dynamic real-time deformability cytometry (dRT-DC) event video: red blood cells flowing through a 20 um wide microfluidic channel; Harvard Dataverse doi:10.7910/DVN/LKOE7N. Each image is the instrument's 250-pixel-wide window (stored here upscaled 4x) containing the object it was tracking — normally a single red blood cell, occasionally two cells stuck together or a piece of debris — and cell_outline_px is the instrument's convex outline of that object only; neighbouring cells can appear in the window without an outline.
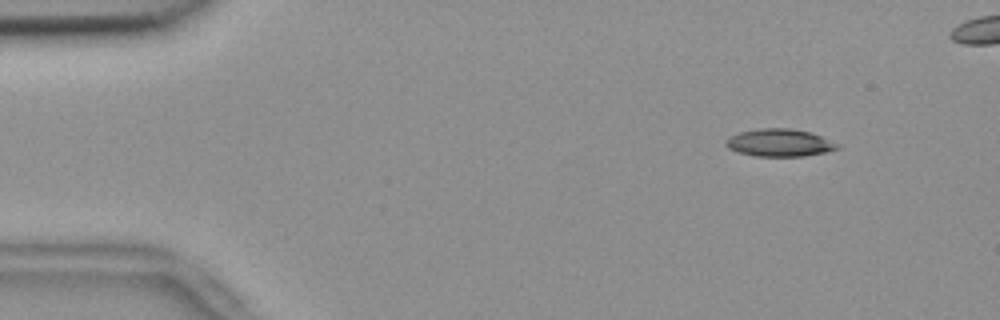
{"species": "common noctule bat (a hibernating species)", "species_latin": "Nyctalus noctula", "temperature_condition": "room temperature", "stored_images_in_passage": 50, "camera_frame_rate_fps": 3000, "um_per_image_px": 0.085, "animal": {"sex": "female", "body_mass_g": 18.4}, "frame": {"image": 1, "passage_image": 6, "time_ms": 1.667, "image_size_px": [1000, 320], "cell_outline_px": [[840, 148], [824, 152], [804, 156], [756, 156], [736, 152], [728, 148], [724, 144], [724, 140], [740, 132], [760, 128], [788, 128], [808, 132], [820, 136], [840, 144]], "centroid_in_image_um": [66.23, 12.14], "position_along_channel_um": 18.8, "area_um2": 17.8}}
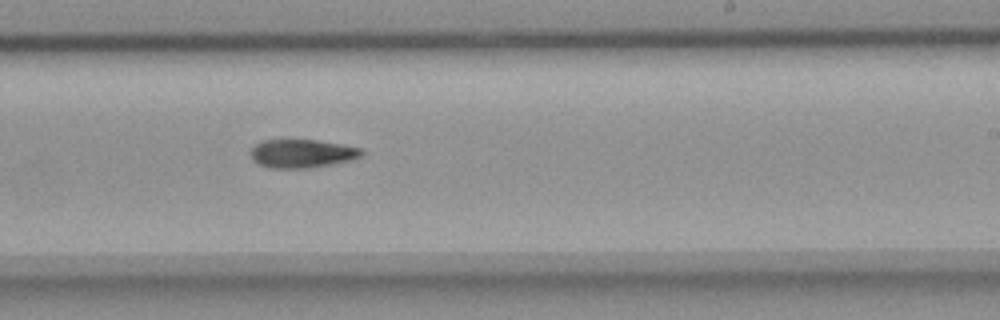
{"frame": {"image": 2, "passage_image": 33, "time_ms": 10.667, "image_size_px": [1000, 320], "cell_outline_px": [[364, 156], [352, 160], [312, 168], [268, 168], [252, 160], [252, 148], [256, 144], [264, 140], [316, 140], [340, 144], [360, 148], [364, 152]], "centroid_in_image_um": [25.71, 13.06], "position_along_channel_um": 263.3, "area_um2": 18.38}}
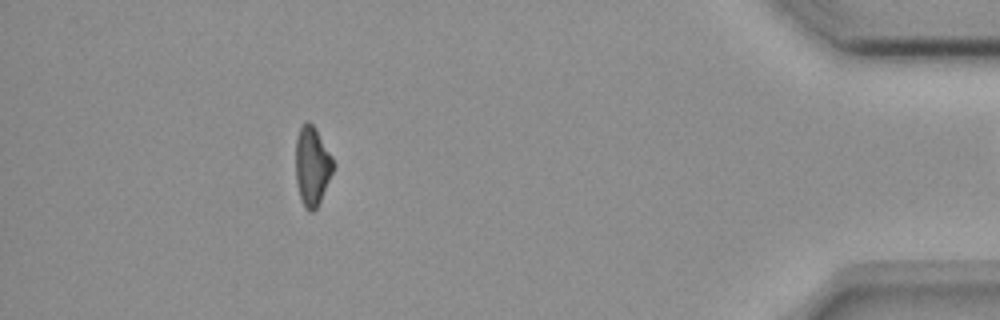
{"frame": {"image": 3, "passage_image": 49, "time_ms": 16.0, "image_size_px": [1000, 320], "cell_outline_px": [[336, 168], [316, 208], [312, 212], [308, 212], [304, 208], [296, 184], [296, 136], [300, 128], [308, 120], [316, 128], [332, 156], [336, 164]], "centroid_in_image_um": [26.55, 14.12], "position_along_channel_um": 408.6, "area_um2": 17.57}}